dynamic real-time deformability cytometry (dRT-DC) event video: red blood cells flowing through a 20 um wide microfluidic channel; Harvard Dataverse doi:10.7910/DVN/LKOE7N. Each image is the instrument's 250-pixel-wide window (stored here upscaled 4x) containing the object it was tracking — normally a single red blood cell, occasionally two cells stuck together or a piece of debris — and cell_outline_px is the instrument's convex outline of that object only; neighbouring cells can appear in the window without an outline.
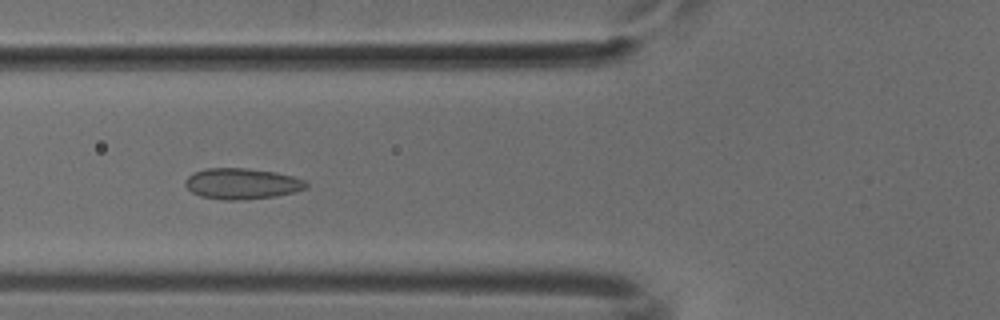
{"species": "common noctule bat (a hibernating species)", "species_latin": "Nyctalus noctula", "temperature_condition": "cold", "stored_images_in_passage": 38, "camera_frame_rate_fps": 3000, "um_per_image_px": 0.085, "animal": {"sex": "male", "body_mass_g": 18.8}, "frame": {"image": 1, "passage_image": 8, "time_ms": 2.333, "image_size_px": [1000, 320], "cell_outline_px": [[308, 188], [296, 192], [276, 196], [240, 200], [224, 200], [200, 196], [192, 192], [184, 184], [184, 180], [192, 172], [208, 168], [248, 168], [276, 172], [292, 176], [304, 180], [308, 184]], "centroid_in_image_um": [20.56, 15.61], "position_along_channel_um": 105.2, "area_um2": 21.96}}
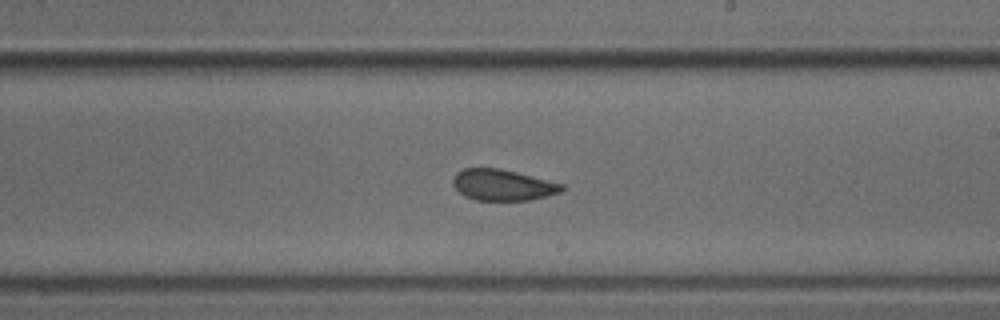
{"frame": {"image": 2, "passage_image": 19, "time_ms": 6.0, "image_size_px": [1000, 320], "cell_outline_px": [[564, 192], [528, 200], [476, 200], [464, 196], [452, 184], [452, 180], [456, 172], [464, 168], [500, 168], [564, 184]], "centroid_in_image_um": [42.73, 15.72], "position_along_channel_um": 246.3, "area_um2": 19.77}}
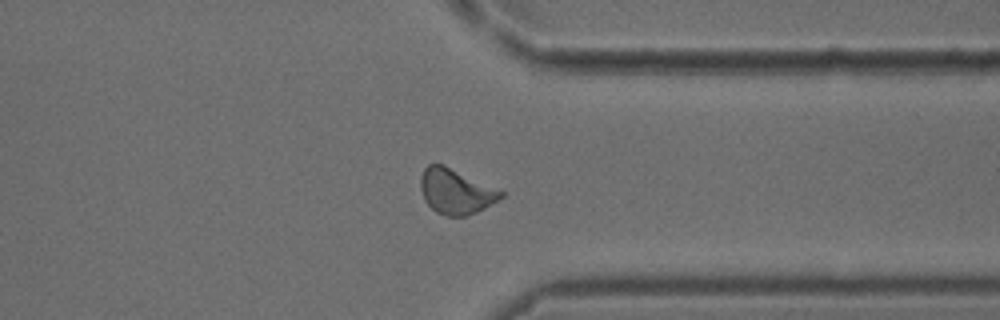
{"frame": {"image": 3, "passage_image": 29, "time_ms": 9.333, "image_size_px": [1000, 320], "cell_outline_px": [[504, 196], [484, 208], [468, 216], [448, 216], [436, 212], [424, 200], [420, 188], [420, 176], [424, 168], [428, 164], [444, 164], [504, 192]], "centroid_in_image_um": [38.71, 16.26], "position_along_channel_um": 372.7, "area_um2": 21.04}}